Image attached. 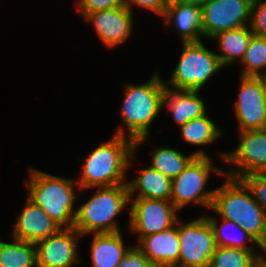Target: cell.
<instances>
[{
  "instance_id": "obj_27",
  "label": "cell",
  "mask_w": 266,
  "mask_h": 267,
  "mask_svg": "<svg viewBox=\"0 0 266 267\" xmlns=\"http://www.w3.org/2000/svg\"><path fill=\"white\" fill-rule=\"evenodd\" d=\"M240 63L242 76L266 77V37L254 35Z\"/></svg>"
},
{
  "instance_id": "obj_31",
  "label": "cell",
  "mask_w": 266,
  "mask_h": 267,
  "mask_svg": "<svg viewBox=\"0 0 266 267\" xmlns=\"http://www.w3.org/2000/svg\"><path fill=\"white\" fill-rule=\"evenodd\" d=\"M116 267H159L152 263L136 246L132 245Z\"/></svg>"
},
{
  "instance_id": "obj_15",
  "label": "cell",
  "mask_w": 266,
  "mask_h": 267,
  "mask_svg": "<svg viewBox=\"0 0 266 267\" xmlns=\"http://www.w3.org/2000/svg\"><path fill=\"white\" fill-rule=\"evenodd\" d=\"M18 214L12 236L22 241L37 243L55 234L61 228L28 197L23 210Z\"/></svg>"
},
{
  "instance_id": "obj_32",
  "label": "cell",
  "mask_w": 266,
  "mask_h": 267,
  "mask_svg": "<svg viewBox=\"0 0 266 267\" xmlns=\"http://www.w3.org/2000/svg\"><path fill=\"white\" fill-rule=\"evenodd\" d=\"M168 3V0H125V6L132 12V9H134L132 6H137L152 11L160 17L164 15Z\"/></svg>"
},
{
  "instance_id": "obj_33",
  "label": "cell",
  "mask_w": 266,
  "mask_h": 267,
  "mask_svg": "<svg viewBox=\"0 0 266 267\" xmlns=\"http://www.w3.org/2000/svg\"><path fill=\"white\" fill-rule=\"evenodd\" d=\"M259 249L262 251L261 253H259V261L266 263V233L264 239L259 243Z\"/></svg>"
},
{
  "instance_id": "obj_34",
  "label": "cell",
  "mask_w": 266,
  "mask_h": 267,
  "mask_svg": "<svg viewBox=\"0 0 266 267\" xmlns=\"http://www.w3.org/2000/svg\"><path fill=\"white\" fill-rule=\"evenodd\" d=\"M208 1L209 0H168V2L195 4L200 7Z\"/></svg>"
},
{
  "instance_id": "obj_18",
  "label": "cell",
  "mask_w": 266,
  "mask_h": 267,
  "mask_svg": "<svg viewBox=\"0 0 266 267\" xmlns=\"http://www.w3.org/2000/svg\"><path fill=\"white\" fill-rule=\"evenodd\" d=\"M200 91L173 90L166 88L162 108L170 110L175 124L183 126L190 120L207 113Z\"/></svg>"
},
{
  "instance_id": "obj_9",
  "label": "cell",
  "mask_w": 266,
  "mask_h": 267,
  "mask_svg": "<svg viewBox=\"0 0 266 267\" xmlns=\"http://www.w3.org/2000/svg\"><path fill=\"white\" fill-rule=\"evenodd\" d=\"M238 137L239 143L232 152L218 150L216 153L228 166H232V170L224 171V175L240 179L248 174L266 173V128L239 131Z\"/></svg>"
},
{
  "instance_id": "obj_3",
  "label": "cell",
  "mask_w": 266,
  "mask_h": 267,
  "mask_svg": "<svg viewBox=\"0 0 266 267\" xmlns=\"http://www.w3.org/2000/svg\"><path fill=\"white\" fill-rule=\"evenodd\" d=\"M26 179L27 197L39 205L61 228H72L77 209H74L79 186L76 179L56 176L31 168ZM76 187V188H75Z\"/></svg>"
},
{
  "instance_id": "obj_13",
  "label": "cell",
  "mask_w": 266,
  "mask_h": 267,
  "mask_svg": "<svg viewBox=\"0 0 266 267\" xmlns=\"http://www.w3.org/2000/svg\"><path fill=\"white\" fill-rule=\"evenodd\" d=\"M83 237L74 227L60 228L55 234L35 243L37 267H74L78 257V239Z\"/></svg>"
},
{
  "instance_id": "obj_2",
  "label": "cell",
  "mask_w": 266,
  "mask_h": 267,
  "mask_svg": "<svg viewBox=\"0 0 266 267\" xmlns=\"http://www.w3.org/2000/svg\"><path fill=\"white\" fill-rule=\"evenodd\" d=\"M135 142L114 135L97 146L83 159L80 178L76 180L81 190L126 184L127 171L135 157Z\"/></svg>"
},
{
  "instance_id": "obj_29",
  "label": "cell",
  "mask_w": 266,
  "mask_h": 267,
  "mask_svg": "<svg viewBox=\"0 0 266 267\" xmlns=\"http://www.w3.org/2000/svg\"><path fill=\"white\" fill-rule=\"evenodd\" d=\"M249 26L254 35L266 37V0H253Z\"/></svg>"
},
{
  "instance_id": "obj_1",
  "label": "cell",
  "mask_w": 266,
  "mask_h": 267,
  "mask_svg": "<svg viewBox=\"0 0 266 267\" xmlns=\"http://www.w3.org/2000/svg\"><path fill=\"white\" fill-rule=\"evenodd\" d=\"M124 99L119 107L120 126L114 135L124 136L135 142V151L150 137V128L161 112L165 92L164 79L155 71L143 84L124 82ZM125 129V130H124ZM127 130V133H126ZM149 136V137H148Z\"/></svg>"
},
{
  "instance_id": "obj_20",
  "label": "cell",
  "mask_w": 266,
  "mask_h": 267,
  "mask_svg": "<svg viewBox=\"0 0 266 267\" xmlns=\"http://www.w3.org/2000/svg\"><path fill=\"white\" fill-rule=\"evenodd\" d=\"M93 235L90 243L92 267H116L131 246H126L122 232Z\"/></svg>"
},
{
  "instance_id": "obj_28",
  "label": "cell",
  "mask_w": 266,
  "mask_h": 267,
  "mask_svg": "<svg viewBox=\"0 0 266 267\" xmlns=\"http://www.w3.org/2000/svg\"><path fill=\"white\" fill-rule=\"evenodd\" d=\"M266 213V173L248 174L240 178Z\"/></svg>"
},
{
  "instance_id": "obj_14",
  "label": "cell",
  "mask_w": 266,
  "mask_h": 267,
  "mask_svg": "<svg viewBox=\"0 0 266 267\" xmlns=\"http://www.w3.org/2000/svg\"><path fill=\"white\" fill-rule=\"evenodd\" d=\"M133 12L126 6L88 13L84 21L91 22L99 39L109 48L127 41L134 31Z\"/></svg>"
},
{
  "instance_id": "obj_30",
  "label": "cell",
  "mask_w": 266,
  "mask_h": 267,
  "mask_svg": "<svg viewBox=\"0 0 266 267\" xmlns=\"http://www.w3.org/2000/svg\"><path fill=\"white\" fill-rule=\"evenodd\" d=\"M78 12L84 18L88 13L125 6V0H76Z\"/></svg>"
},
{
  "instance_id": "obj_6",
  "label": "cell",
  "mask_w": 266,
  "mask_h": 267,
  "mask_svg": "<svg viewBox=\"0 0 266 267\" xmlns=\"http://www.w3.org/2000/svg\"><path fill=\"white\" fill-rule=\"evenodd\" d=\"M182 44V53L164 85L173 90L200 91L224 67L216 52L206 48L202 41Z\"/></svg>"
},
{
  "instance_id": "obj_35",
  "label": "cell",
  "mask_w": 266,
  "mask_h": 267,
  "mask_svg": "<svg viewBox=\"0 0 266 267\" xmlns=\"http://www.w3.org/2000/svg\"><path fill=\"white\" fill-rule=\"evenodd\" d=\"M255 267H266V263L259 262Z\"/></svg>"
},
{
  "instance_id": "obj_22",
  "label": "cell",
  "mask_w": 266,
  "mask_h": 267,
  "mask_svg": "<svg viewBox=\"0 0 266 267\" xmlns=\"http://www.w3.org/2000/svg\"><path fill=\"white\" fill-rule=\"evenodd\" d=\"M151 154L150 166L171 180L175 179L196 156H208L202 148L190 155H184L168 146L154 148Z\"/></svg>"
},
{
  "instance_id": "obj_5",
  "label": "cell",
  "mask_w": 266,
  "mask_h": 267,
  "mask_svg": "<svg viewBox=\"0 0 266 267\" xmlns=\"http://www.w3.org/2000/svg\"><path fill=\"white\" fill-rule=\"evenodd\" d=\"M77 208L74 228L84 237L90 234L120 232L118 216L128 207L127 184L96 187V191Z\"/></svg>"
},
{
  "instance_id": "obj_19",
  "label": "cell",
  "mask_w": 266,
  "mask_h": 267,
  "mask_svg": "<svg viewBox=\"0 0 266 267\" xmlns=\"http://www.w3.org/2000/svg\"><path fill=\"white\" fill-rule=\"evenodd\" d=\"M139 176L126 181L129 198H149L171 201L172 180L150 165L139 169ZM137 194V196H135Z\"/></svg>"
},
{
  "instance_id": "obj_10",
  "label": "cell",
  "mask_w": 266,
  "mask_h": 267,
  "mask_svg": "<svg viewBox=\"0 0 266 267\" xmlns=\"http://www.w3.org/2000/svg\"><path fill=\"white\" fill-rule=\"evenodd\" d=\"M129 230L142 237L173 227L179 219V211L172 201L149 198H129Z\"/></svg>"
},
{
  "instance_id": "obj_7",
  "label": "cell",
  "mask_w": 266,
  "mask_h": 267,
  "mask_svg": "<svg viewBox=\"0 0 266 267\" xmlns=\"http://www.w3.org/2000/svg\"><path fill=\"white\" fill-rule=\"evenodd\" d=\"M221 177L224 169L216 166L209 156H196L189 165L172 180L171 201L180 212L188 204H197L210 209L215 189L206 191L210 175Z\"/></svg>"
},
{
  "instance_id": "obj_23",
  "label": "cell",
  "mask_w": 266,
  "mask_h": 267,
  "mask_svg": "<svg viewBox=\"0 0 266 267\" xmlns=\"http://www.w3.org/2000/svg\"><path fill=\"white\" fill-rule=\"evenodd\" d=\"M205 217L212 227L217 246L241 248L245 250H258L259 244L250 234L243 230L238 223L222 218V222L218 224L216 217L208 215H205ZM227 228H229V231L230 228L233 230L228 232Z\"/></svg>"
},
{
  "instance_id": "obj_17",
  "label": "cell",
  "mask_w": 266,
  "mask_h": 267,
  "mask_svg": "<svg viewBox=\"0 0 266 267\" xmlns=\"http://www.w3.org/2000/svg\"><path fill=\"white\" fill-rule=\"evenodd\" d=\"M166 27L172 25L182 43L203 40L202 8L195 4L169 2L162 16ZM202 38V39H201Z\"/></svg>"
},
{
  "instance_id": "obj_12",
  "label": "cell",
  "mask_w": 266,
  "mask_h": 267,
  "mask_svg": "<svg viewBox=\"0 0 266 267\" xmlns=\"http://www.w3.org/2000/svg\"><path fill=\"white\" fill-rule=\"evenodd\" d=\"M253 0H209L201 6L203 37L250 25Z\"/></svg>"
},
{
  "instance_id": "obj_26",
  "label": "cell",
  "mask_w": 266,
  "mask_h": 267,
  "mask_svg": "<svg viewBox=\"0 0 266 267\" xmlns=\"http://www.w3.org/2000/svg\"><path fill=\"white\" fill-rule=\"evenodd\" d=\"M257 250L217 246L209 267H255L259 261Z\"/></svg>"
},
{
  "instance_id": "obj_8",
  "label": "cell",
  "mask_w": 266,
  "mask_h": 267,
  "mask_svg": "<svg viewBox=\"0 0 266 267\" xmlns=\"http://www.w3.org/2000/svg\"><path fill=\"white\" fill-rule=\"evenodd\" d=\"M179 220V267H209L217 247L209 221L204 215L186 223Z\"/></svg>"
},
{
  "instance_id": "obj_16",
  "label": "cell",
  "mask_w": 266,
  "mask_h": 267,
  "mask_svg": "<svg viewBox=\"0 0 266 267\" xmlns=\"http://www.w3.org/2000/svg\"><path fill=\"white\" fill-rule=\"evenodd\" d=\"M179 245L177 220L170 229L142 237L136 246L159 267H179Z\"/></svg>"
},
{
  "instance_id": "obj_24",
  "label": "cell",
  "mask_w": 266,
  "mask_h": 267,
  "mask_svg": "<svg viewBox=\"0 0 266 267\" xmlns=\"http://www.w3.org/2000/svg\"><path fill=\"white\" fill-rule=\"evenodd\" d=\"M209 116L206 113L180 126L182 140L193 146H205L218 141L222 130Z\"/></svg>"
},
{
  "instance_id": "obj_4",
  "label": "cell",
  "mask_w": 266,
  "mask_h": 267,
  "mask_svg": "<svg viewBox=\"0 0 266 267\" xmlns=\"http://www.w3.org/2000/svg\"><path fill=\"white\" fill-rule=\"evenodd\" d=\"M224 178L225 182L215 188L211 211L238 223L259 244L266 233V213L240 179Z\"/></svg>"
},
{
  "instance_id": "obj_11",
  "label": "cell",
  "mask_w": 266,
  "mask_h": 267,
  "mask_svg": "<svg viewBox=\"0 0 266 267\" xmlns=\"http://www.w3.org/2000/svg\"><path fill=\"white\" fill-rule=\"evenodd\" d=\"M239 94L234 103L237 132L266 128V77L240 75Z\"/></svg>"
},
{
  "instance_id": "obj_21",
  "label": "cell",
  "mask_w": 266,
  "mask_h": 267,
  "mask_svg": "<svg viewBox=\"0 0 266 267\" xmlns=\"http://www.w3.org/2000/svg\"><path fill=\"white\" fill-rule=\"evenodd\" d=\"M254 33L249 25L230 29L215 34L210 40H216L219 53L217 56L221 65L225 66L239 63L244 58L245 52L249 46Z\"/></svg>"
},
{
  "instance_id": "obj_25",
  "label": "cell",
  "mask_w": 266,
  "mask_h": 267,
  "mask_svg": "<svg viewBox=\"0 0 266 267\" xmlns=\"http://www.w3.org/2000/svg\"><path fill=\"white\" fill-rule=\"evenodd\" d=\"M12 240L0 241V267H37L35 243Z\"/></svg>"
}]
</instances>
